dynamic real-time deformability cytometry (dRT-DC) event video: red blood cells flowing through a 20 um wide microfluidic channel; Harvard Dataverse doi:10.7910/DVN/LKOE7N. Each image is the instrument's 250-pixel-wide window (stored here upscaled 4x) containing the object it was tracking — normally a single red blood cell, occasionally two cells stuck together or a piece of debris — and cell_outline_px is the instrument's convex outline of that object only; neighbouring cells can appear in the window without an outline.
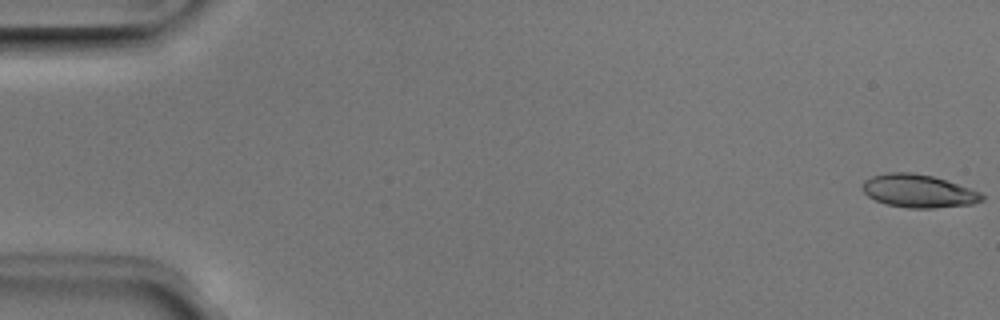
{"species": "Egyptian fruit bat (a non-hibernating species)", "species_latin": "Rousettus aegyptiacus", "temperature_condition": "room temperature", "stored_images_in_passage": 51, "camera_frame_rate_fps": 3000, "um_per_image_px": 0.085, "animal": {"sex": "male"}, "frame": {"image": 1, "passage_image": 1, "time_ms": 0.0, "image_size_px": [1000, 320], "cell_outline_px": [[984, 200], [972, 204], [932, 208], [908, 208], [884, 204], [868, 196], [860, 188], [864, 180], [872, 176], [888, 172], [912, 172], [932, 176], [980, 192], [984, 196]], "centroid_in_image_um": [78.02, 16.24], "position_along_channel_um": 7.0, "area_um2": 22.95}}
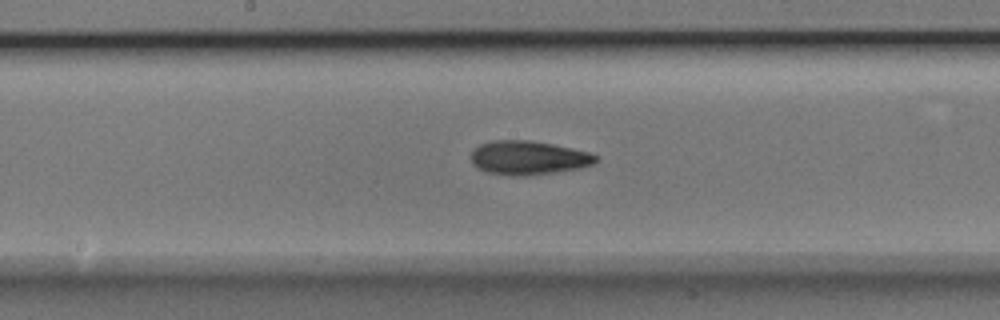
{"frame": {"image": 2, "passage_image": 27, "time_ms": 8.667, "image_size_px": [1000, 320], "cell_outline_px": [[600, 160], [592, 164], [580, 168], [556, 172], [524, 176], [512, 176], [488, 172], [476, 168], [472, 164], [472, 152], [480, 144], [492, 140], [528, 140], [552, 144], [572, 148], [588, 152], [600, 156]], "centroid_in_image_um": [44.93, 13.41], "position_along_channel_um": 203.3, "area_um2": 24.74}}
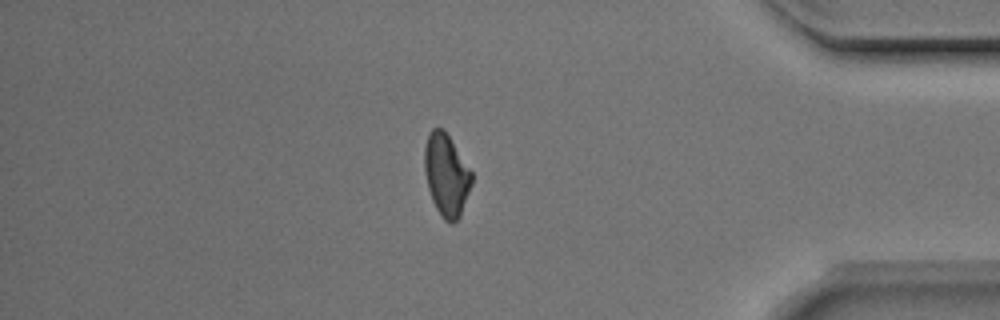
{"frame": {"image": 3, "passage_image": 44, "time_ms": 14.333, "image_size_px": [1000, 320], "cell_outline_px": [[472, 184], [460, 216], [452, 224], [444, 220], [436, 208], [432, 200], [428, 188], [424, 172], [424, 148], [428, 136], [432, 128], [440, 128], [448, 136], [472, 172]], "centroid_in_image_um": [37.93, 14.91], "position_along_channel_um": 397.3, "area_um2": 22.31}}